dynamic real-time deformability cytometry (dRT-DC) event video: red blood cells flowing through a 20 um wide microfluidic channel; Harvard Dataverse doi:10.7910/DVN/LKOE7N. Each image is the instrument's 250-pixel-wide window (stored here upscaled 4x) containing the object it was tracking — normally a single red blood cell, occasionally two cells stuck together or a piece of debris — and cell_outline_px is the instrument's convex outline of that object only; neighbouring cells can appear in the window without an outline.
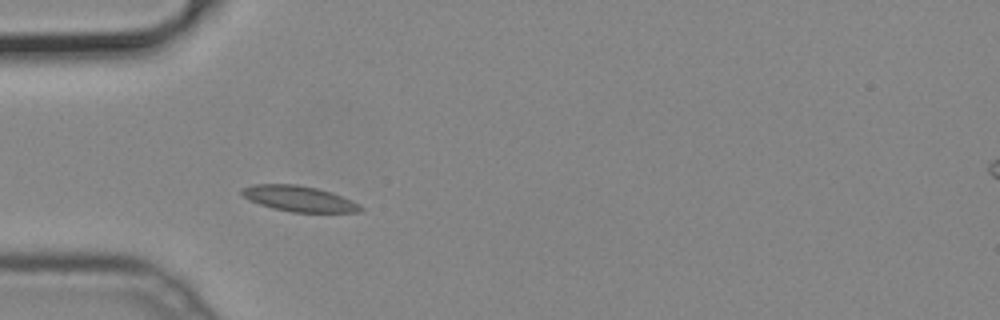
{"species": "common noctule bat (a hibernating species)", "species_latin": "Nyctalus noctula", "temperature_condition": "cold", "stored_images_in_passage": 37, "camera_frame_rate_fps": 3000, "um_per_image_px": 0.085, "animal": {"sex": "male", "body_mass_g": 19.2, "forearm_length_mm": 51.8}, "frame": {"image": 1, "passage_image": 1, "time_ms": 0.0, "image_size_px": [1000, 320], "cell_outline_px": [[364, 208], [360, 212], [292, 212], [272, 208], [260, 204], [244, 196], [240, 192], [244, 188], [252, 184], [296, 184], [316, 188], [332, 192], [352, 200], [360, 204]], "centroid_in_image_um": [25.46, 16.89], "position_along_channel_um": 59.5, "area_um2": 17.63}}
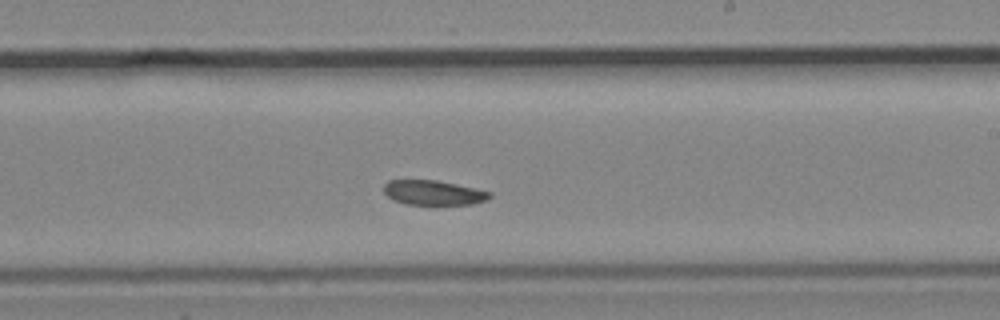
{"frame": {"image": 2, "passage_image": 16, "time_ms": 5.0, "image_size_px": [1000, 320], "cell_outline_px": [[492, 196], [484, 200], [472, 204], [404, 204], [392, 200], [384, 192], [384, 184], [388, 180], [436, 180], [492, 192]], "centroid_in_image_um": [36.8, 16.37], "position_along_channel_um": 252.2, "area_um2": 15.09}}
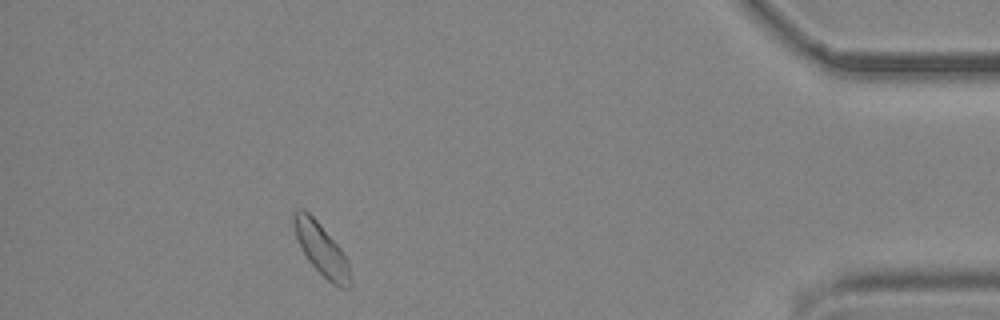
{"frame": {"image": 3, "passage_image": 32, "time_ms": 10.333, "image_size_px": [1000, 320], "cell_outline_px": [[352, 284], [348, 288], [340, 288], [332, 284], [308, 260], [296, 236], [292, 220], [292, 212], [296, 208], [304, 208], [316, 220], [340, 248], [348, 260], [352, 280]], "centroid_in_image_um": [27.33, 21.19], "position_along_channel_um": 407.9, "area_um2": 16.99}}